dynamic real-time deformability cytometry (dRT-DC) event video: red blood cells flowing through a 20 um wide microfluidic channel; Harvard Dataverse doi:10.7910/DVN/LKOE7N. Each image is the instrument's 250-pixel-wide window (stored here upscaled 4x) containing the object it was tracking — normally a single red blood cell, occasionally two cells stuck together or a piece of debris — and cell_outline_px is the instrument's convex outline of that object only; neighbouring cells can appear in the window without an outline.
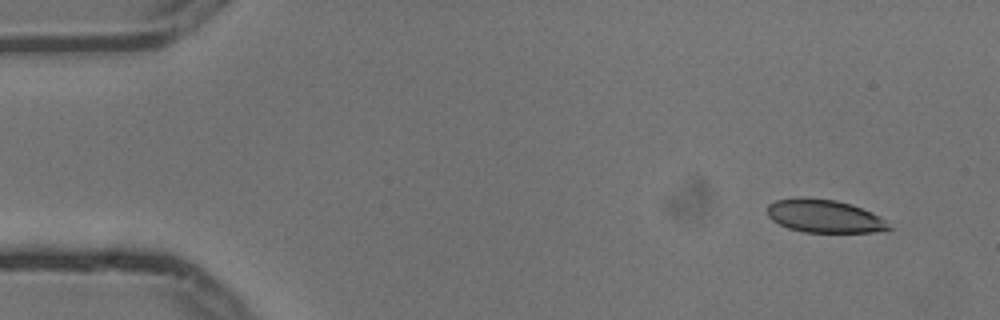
{"species": "common noctule bat (a hibernating species)", "species_latin": "Nyctalus noctula", "temperature_condition": "cold", "stored_images_in_passage": 7, "camera_frame_rate_fps": 3000, "um_per_image_px": 0.085, "animal": {"sex": "male", "body_mass_g": 13.3}, "frame": {"image": 1, "passage_image": 1, "time_ms": 0.0, "image_size_px": [1000, 320], "cell_outline_px": [[896, 228], [888, 232], [804, 232], [788, 228], [772, 220], [768, 216], [768, 204], [776, 200], [796, 196], [804, 196], [836, 200], [852, 204], [872, 212], [880, 216]], "centroid_in_image_um": [70.14, 18.36], "position_along_channel_um": 14.9, "area_um2": 24.04}}
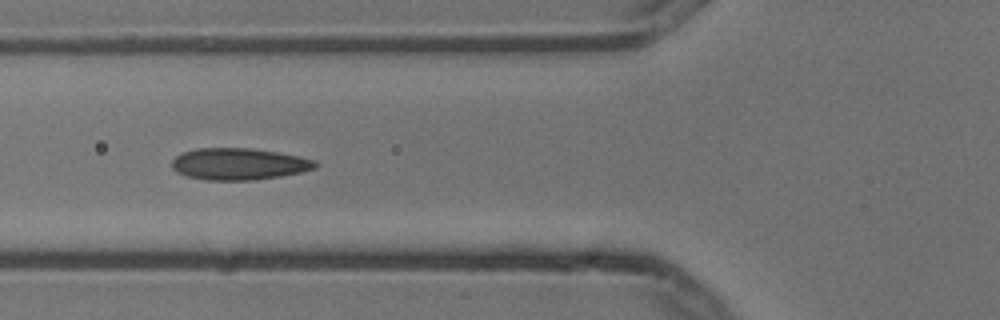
{"frame": {"image": 2, "passage_image": 5, "time_ms": 1.333, "image_size_px": [1000, 320], "cell_outline_px": [[320, 164], [316, 168], [300, 172], [280, 176], [252, 180], [204, 180], [188, 176], [176, 172], [172, 168], [172, 160], [176, 156], [184, 152], [196, 148], [248, 148], [276, 152], [300, 156], [316, 160]], "centroid_in_image_um": [20.32, 13.94], "position_along_channel_um": 105.5, "area_um2": 26.53}}
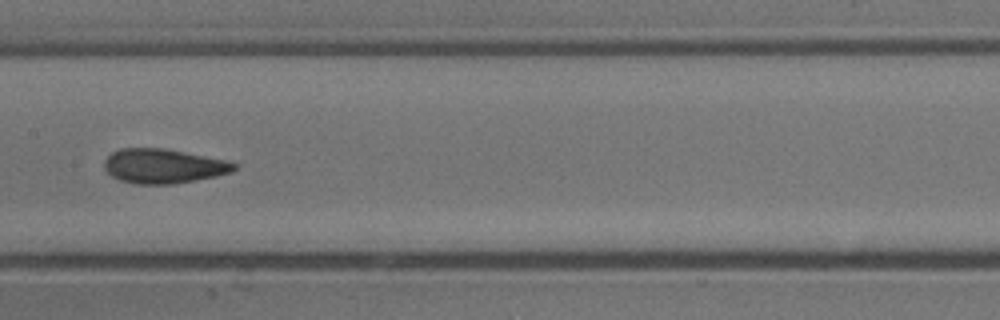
{"frame": {"image": 3, "passage_image": 7, "time_ms": 2.0, "image_size_px": [1000, 320], "cell_outline_px": [[240, 164], [232, 172], [216, 176], [196, 180], [172, 184], [136, 184], [120, 180], [112, 176], [104, 168], [104, 160], [112, 152], [120, 148], [164, 148], [224, 160]], "centroid_in_image_um": [13.88, 14.12], "position_along_channel_um": 193.5, "area_um2": 26.01}}